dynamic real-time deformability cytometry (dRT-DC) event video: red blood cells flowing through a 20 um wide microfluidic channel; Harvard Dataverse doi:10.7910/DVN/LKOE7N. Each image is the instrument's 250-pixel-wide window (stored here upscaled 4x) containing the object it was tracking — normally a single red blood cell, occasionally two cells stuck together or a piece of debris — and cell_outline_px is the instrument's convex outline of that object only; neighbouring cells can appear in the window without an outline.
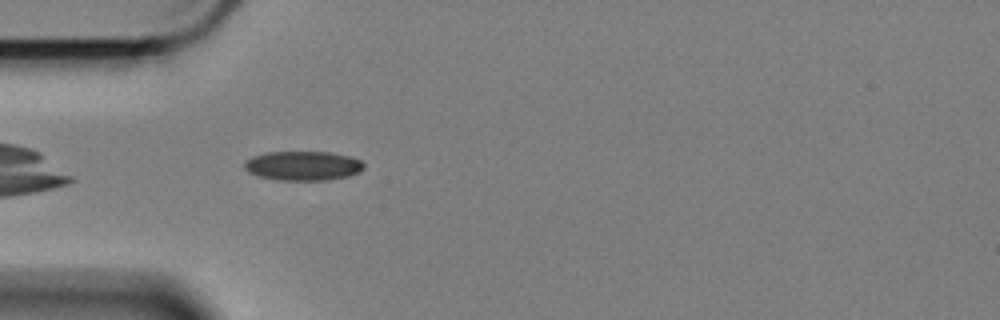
{"species": "Egyptian fruit bat (a non-hibernating species)", "species_latin": "Rousettus aegyptiacus", "temperature_condition": "cold", "stored_images_in_passage": 37, "camera_frame_rate_fps": 3000, "um_per_image_px": 0.085, "animal": {"sex": "female"}, "frame": {"image": 1, "passage_image": 3, "time_ms": 0.667, "image_size_px": [1000, 320], "cell_outline_px": [[364, 168], [360, 172], [348, 176], [328, 180], [276, 180], [260, 176], [248, 172], [244, 168], [244, 164], [252, 156], [268, 152], [328, 152], [348, 156], [360, 160], [364, 164]], "centroid_in_image_um": [25.76, 14.09], "position_along_channel_um": 59.2, "area_um2": 20.35}}
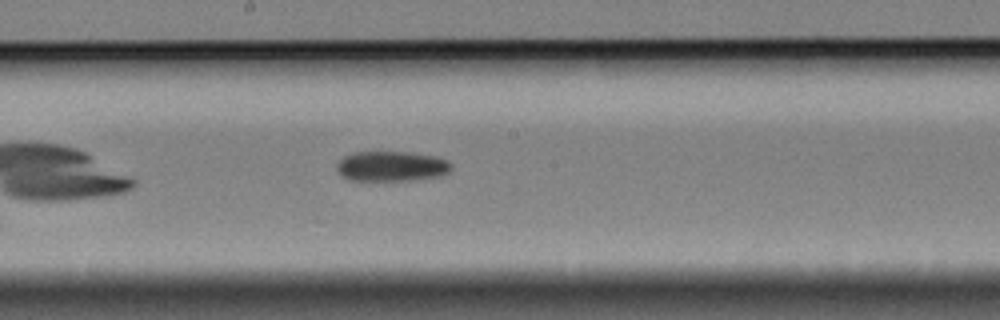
{"frame": {"image": 2, "passage_image": 17, "time_ms": 5.333, "image_size_px": [1000, 320], "cell_outline_px": [[452, 168], [448, 172], [440, 176], [416, 180], [348, 180], [336, 168], [336, 164], [344, 156], [356, 152], [408, 152], [436, 156], [448, 160], [452, 164]], "centroid_in_image_um": [33.32, 14.13], "position_along_channel_um": 214.9, "area_um2": 20.11}}
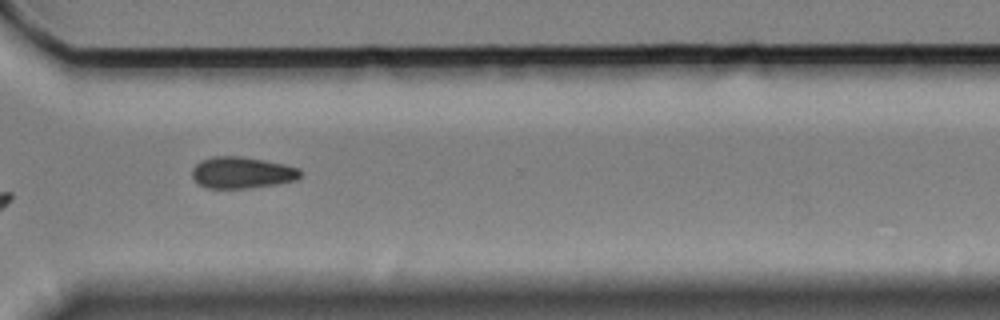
{"frame": {"image": 3, "passage_image": 29, "time_ms": 9.333, "image_size_px": [1000, 320], "cell_outline_px": [[300, 176], [296, 180], [280, 184], [248, 188], [208, 188], [200, 184], [192, 176], [192, 168], [200, 160], [212, 156], [244, 156], [284, 164], [300, 168]], "centroid_in_image_um": [20.58, 14.66], "position_along_channel_um": 350.0, "area_um2": 20.0}}